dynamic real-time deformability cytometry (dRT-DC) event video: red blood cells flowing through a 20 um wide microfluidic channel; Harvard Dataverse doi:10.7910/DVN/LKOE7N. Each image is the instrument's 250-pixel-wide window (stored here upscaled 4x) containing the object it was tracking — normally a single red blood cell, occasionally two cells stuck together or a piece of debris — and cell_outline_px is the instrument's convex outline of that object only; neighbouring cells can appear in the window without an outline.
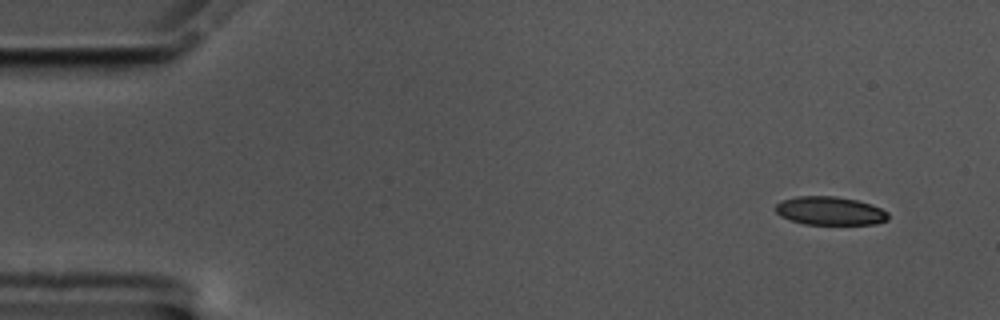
{"species": "common noctule bat (a hibernating species)", "species_latin": "Nyctalus noctula", "temperature_condition": "cold", "stored_images_in_passage": 55, "camera_frame_rate_fps": 3000, "um_per_image_px": 0.085, "animal": {"sex": "male", "body_mass_g": 17.5, "forearm_length_mm": 52.3}, "frame": {"image": 1, "passage_image": 1, "time_ms": 0.0, "image_size_px": [1000, 320], "cell_outline_px": [[888, 220], [876, 224], [804, 224], [780, 216], [776, 212], [776, 204], [784, 200], [796, 196], [836, 196], [856, 200], [872, 204], [888, 212]], "centroid_in_image_um": [70.57, 17.92], "position_along_channel_um": 14.4, "area_um2": 18.61}}
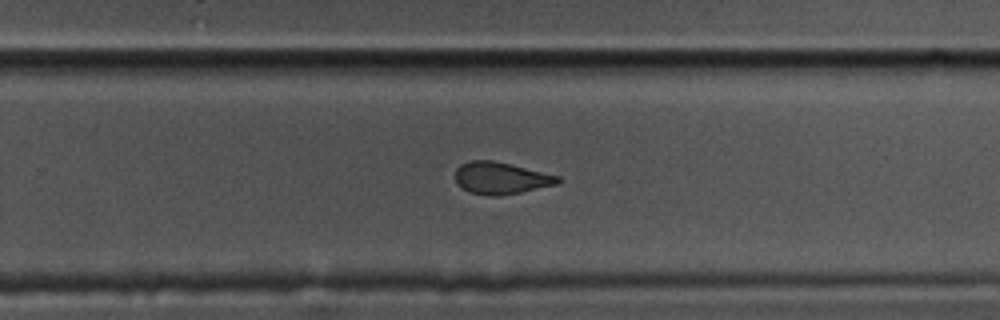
{"frame": {"image": 2, "passage_image": 34, "time_ms": 11.0, "image_size_px": [1000, 320], "cell_outline_px": [[560, 180], [556, 184], [520, 192], [496, 196], [492, 196], [468, 192], [456, 184], [456, 168], [460, 164], [472, 160], [492, 160], [560, 176]], "centroid_in_image_um": [42.53, 15.14], "position_along_channel_um": 287.3, "area_um2": 18.9}}
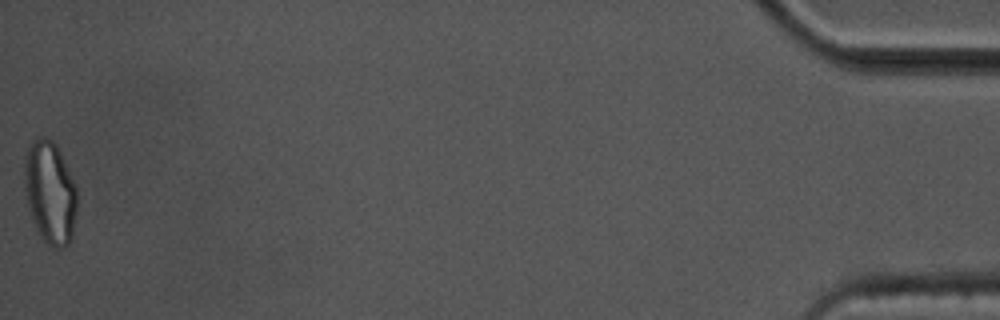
{"frame": {"image": 3, "passage_image": 55, "time_ms": 18.0, "image_size_px": [1000, 320], "cell_outline_px": [[76, 212], [72, 236], [68, 244], [60, 248], [56, 248], [48, 244], [44, 240], [36, 228], [28, 204], [24, 188], [24, 156], [28, 148], [36, 136], [44, 136], [52, 140], [56, 144], [76, 188]], "centroid_in_image_um": [4.23, 16.32], "position_along_channel_um": 431.0, "area_um2": 31.15}, "authors_computed_cell_mechanics": {"area_um2": 20.0566, "velocity_mm_per_s": 3.4567, "shape_relaxation_time_tau1_ms": null, "shape_relaxation_time_tau2_ms": 2.2441, "deformation_change_tau1": null, "deformation_change_tau2": 0.0773}}